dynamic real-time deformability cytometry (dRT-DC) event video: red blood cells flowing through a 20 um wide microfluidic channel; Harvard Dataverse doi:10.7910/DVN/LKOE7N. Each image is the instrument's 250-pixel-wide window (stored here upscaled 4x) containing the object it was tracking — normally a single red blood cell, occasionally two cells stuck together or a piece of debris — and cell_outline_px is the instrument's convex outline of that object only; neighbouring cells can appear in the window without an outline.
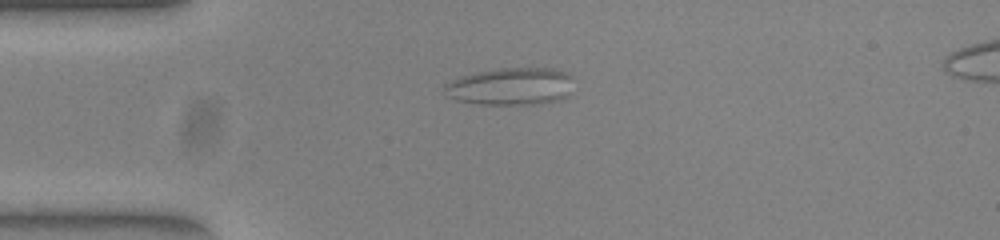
{"species": "common noctule bat (a hibernating species)", "species_latin": "Nyctalus noctula", "temperature_condition": "warm", "stored_images_in_passage": 42, "camera_frame_rate_fps": 3000, "um_per_image_px": 0.085, "animal": {"sex": "female", "body_mass_g": 23.0, "forearm_length_mm": 53.4}, "frame": {"image": 1, "passage_image": 1, "time_ms": 0.0, "image_size_px": [1000, 240], "cell_outline_px": [[568, 76], [564, 96], [560, 100], [532, 104], [480, 104], [456, 100], [448, 96], [444, 88], [444, 84], [452, 80], [464, 76], [480, 72], [504, 68], [552, 68], [564, 72]], "centroid_in_image_um": [43.31, 7.35], "position_along_channel_um": 41.7, "area_um2": 27.05}}
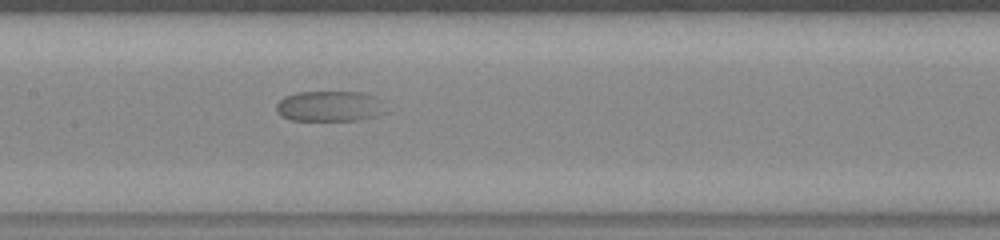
{"frame": {"image": 2, "passage_image": 14, "time_ms": 4.333, "image_size_px": [1000, 240], "cell_outline_px": [[376, 116], [356, 120], [292, 120], [280, 116], [276, 112], [276, 104], [284, 96], [296, 92], [360, 92], [372, 96]], "centroid_in_image_um": [27.73, 9.03], "position_along_channel_um": 179.7, "area_um2": 18.38}}
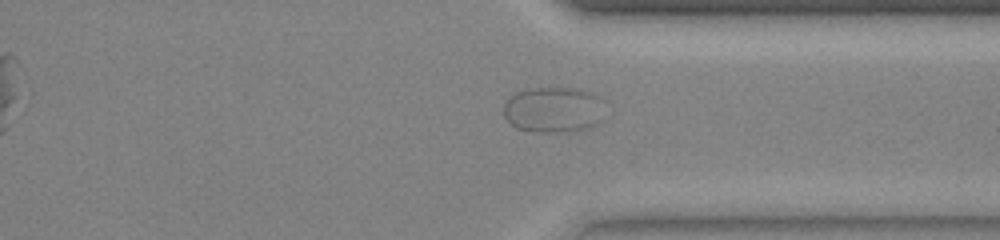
{"frame": {"image": 3, "passage_image": 29, "time_ms": 9.333, "image_size_px": [1000, 240], "cell_outline_px": [[604, 100], [596, 124], [592, 128], [572, 132], [536, 132], [516, 128], [504, 116], [504, 104], [516, 92], [528, 88], [580, 88], [592, 92], [600, 96]], "centroid_in_image_um": [47.05, 9.32], "position_along_channel_um": 364.3, "area_um2": 27.17}}